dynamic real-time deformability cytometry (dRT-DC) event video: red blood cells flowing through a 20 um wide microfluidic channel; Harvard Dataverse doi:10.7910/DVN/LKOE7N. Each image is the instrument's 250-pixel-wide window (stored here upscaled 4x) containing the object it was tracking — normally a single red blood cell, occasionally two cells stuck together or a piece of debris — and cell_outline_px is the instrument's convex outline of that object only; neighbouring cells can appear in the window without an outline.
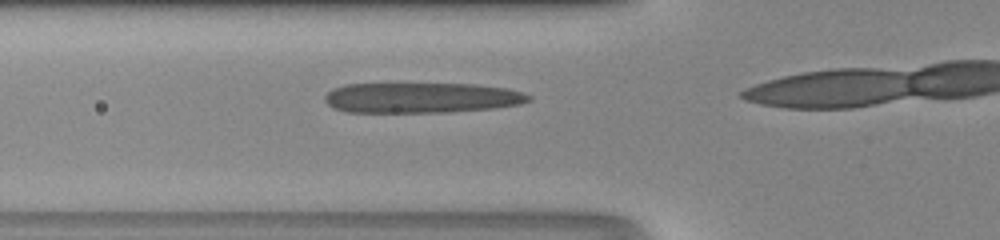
{"species": "human", "species_latin": "Homo sapiens", "temperature_condition": "room temperature", "stored_images_in_passage": 17, "camera_frame_rate_fps": 3000, "um_per_image_px": 0.085, "donor": {"sex": "male"}, "frame": {"image": 1, "passage_image": 13, "time_ms": 4.0, "image_size_px": [1000, 240], "cell_outline_px": [[532, 100], [520, 104], [496, 108], [444, 112], [348, 112], [332, 108], [324, 100], [324, 96], [332, 88], [344, 84], [476, 84], [508, 88], [524, 92], [532, 96]], "centroid_in_image_um": [35.84, 8.3], "position_along_channel_um": 90.0, "area_um2": 36.36}}
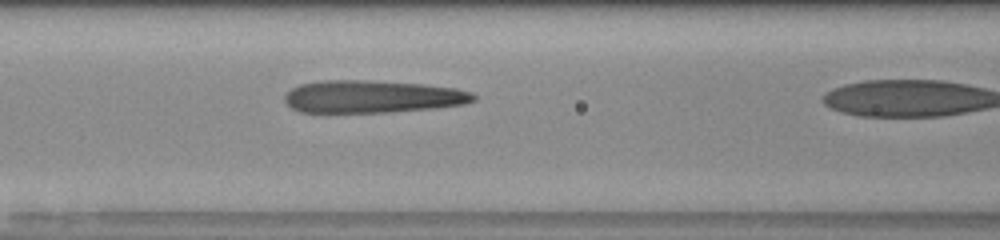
{"frame": {"image": 2, "passage_image": 16, "time_ms": 5.0, "image_size_px": [1000, 240], "cell_outline_px": [[476, 100], [464, 104], [432, 108], [388, 112], [300, 112], [292, 108], [284, 100], [284, 96], [292, 88], [300, 84], [324, 80], [368, 80], [424, 84], [456, 88], [472, 92], [476, 96]], "centroid_in_image_um": [31.66, 8.2], "position_along_channel_um": 134.9, "area_um2": 35.78}}